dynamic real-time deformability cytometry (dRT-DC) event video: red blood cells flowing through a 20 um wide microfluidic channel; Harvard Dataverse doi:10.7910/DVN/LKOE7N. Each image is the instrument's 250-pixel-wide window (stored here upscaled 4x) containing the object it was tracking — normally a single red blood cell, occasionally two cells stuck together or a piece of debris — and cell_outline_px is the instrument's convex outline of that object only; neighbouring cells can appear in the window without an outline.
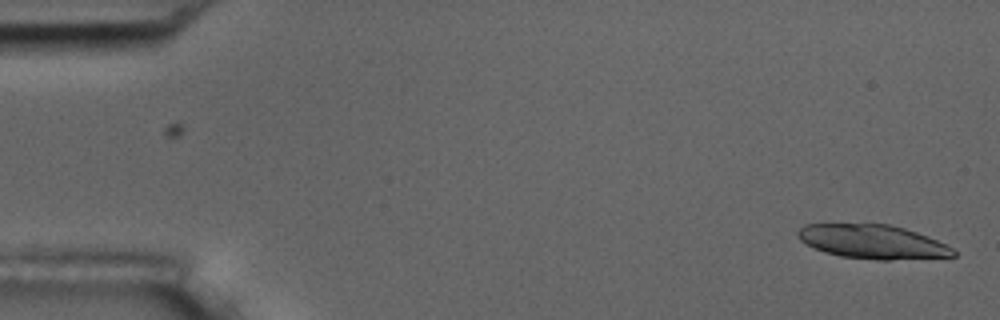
{"species": "common noctule bat (a hibernating species)", "species_latin": "Nyctalus noctula", "temperature_condition": "room temperature", "stored_images_in_passage": 3, "camera_frame_rate_fps": 3000, "um_per_image_px": 0.085, "animal": {"sex": "male", "body_mass_g": 17.5, "forearm_length_mm": 52.3}, "frame": {"image": 1, "passage_image": 3, "time_ms": 0.667, "image_size_px": [1000, 320], "cell_outline_px": [[956, 256], [888, 260], [880, 260], [840, 256], [824, 252], [800, 240], [796, 236], [796, 232], [804, 224], [888, 224], [904, 228], [928, 236], [952, 248], [956, 252]], "centroid_in_image_um": [74.15, 20.54], "position_along_channel_um": 10.8, "area_um2": 30.58}}